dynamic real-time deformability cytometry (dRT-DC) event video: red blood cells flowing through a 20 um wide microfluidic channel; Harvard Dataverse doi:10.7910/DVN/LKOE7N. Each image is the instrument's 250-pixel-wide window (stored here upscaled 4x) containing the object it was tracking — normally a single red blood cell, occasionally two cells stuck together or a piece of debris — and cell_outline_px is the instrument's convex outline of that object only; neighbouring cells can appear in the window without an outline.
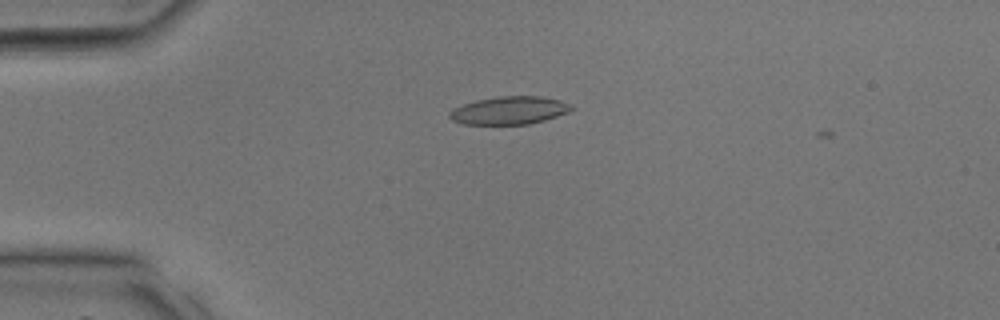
{"species": "common noctule bat (a hibernating species)", "species_latin": "Nyctalus noctula", "temperature_condition": "room temperature", "stored_images_in_passage": 31, "camera_frame_rate_fps": 3000, "um_per_image_px": 0.085, "animal": {"sex": "male", "body_mass_g": 17.9, "forearm_length_mm": 54.2}, "frame": {"image": 1, "passage_image": 3, "time_ms": 0.667, "image_size_px": [1000, 320], "cell_outline_px": [[576, 108], [568, 112], [544, 120], [528, 124], [460, 124], [452, 120], [448, 116], [448, 112], [452, 108], [476, 100], [500, 96], [540, 96], [560, 100]], "centroid_in_image_um": [43.25, 9.38], "position_along_channel_um": 41.7, "area_um2": 19.83}}
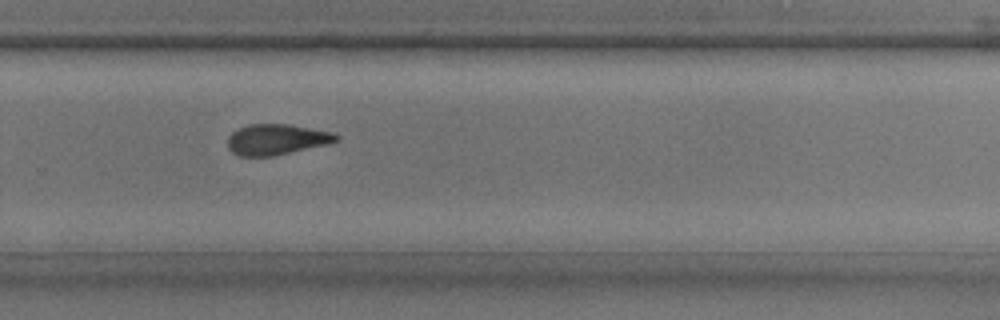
{"frame": {"image": 2, "passage_image": 19, "time_ms": 6.0, "image_size_px": [1000, 320], "cell_outline_px": [[340, 140], [328, 144], [272, 156], [240, 156], [232, 152], [228, 148], [228, 136], [232, 132], [248, 124], [288, 124], [332, 132], [340, 136]], "centroid_in_image_um": [23.51, 11.85], "position_along_channel_um": 306.3, "area_um2": 19.36}}
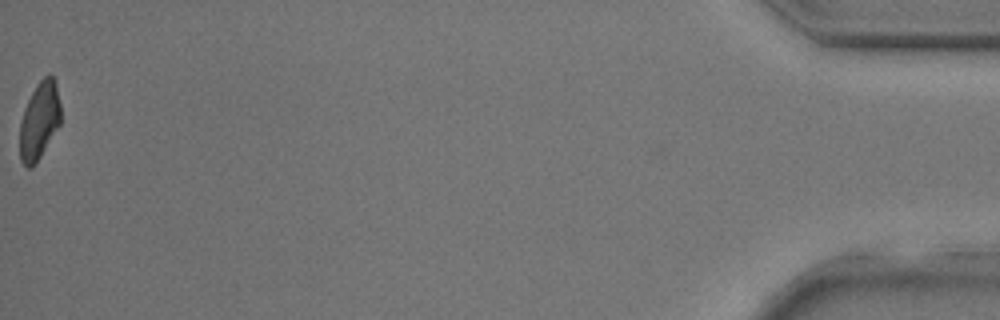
{"frame": {"image": 3, "passage_image": 31, "time_ms": 10.0, "image_size_px": [1000, 320], "cell_outline_px": [[60, 124], [36, 164], [32, 168], [28, 168], [20, 160], [20, 120], [24, 108], [36, 84], [48, 72], [52, 76], [56, 84], [60, 104]], "centroid_in_image_um": [3.34, 10.26], "position_along_channel_um": 431.9, "area_um2": 18.55}}